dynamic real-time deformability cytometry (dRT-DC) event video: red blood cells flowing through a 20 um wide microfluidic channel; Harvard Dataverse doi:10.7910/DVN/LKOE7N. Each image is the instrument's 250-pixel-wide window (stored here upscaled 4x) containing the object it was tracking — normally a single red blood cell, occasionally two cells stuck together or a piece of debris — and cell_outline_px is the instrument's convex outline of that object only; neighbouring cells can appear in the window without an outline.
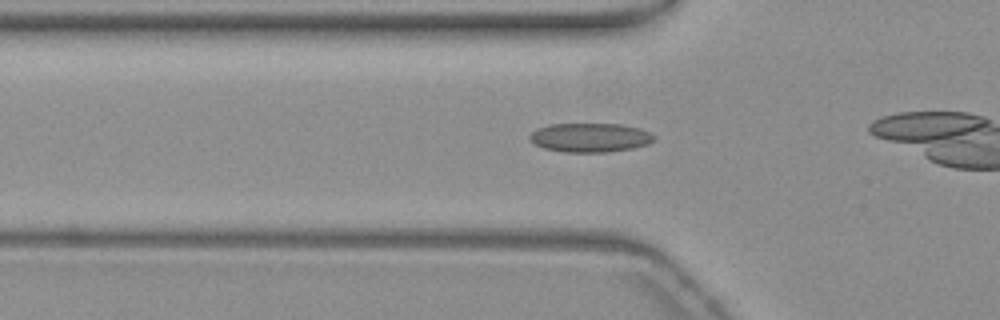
{"species": "common noctule bat (a hibernating species)", "species_latin": "Nyctalus noctula", "temperature_condition": "warm", "stored_images_in_passage": 15, "camera_frame_rate_fps": 3000, "um_per_image_px": 0.085, "animal": {"sex": "female", "body_mass_g": 19.3, "forearm_length_mm": 54.1}, "frame": {"image": 1, "passage_image": 9, "time_ms": 2.667, "image_size_px": [1000, 320], "cell_outline_px": [[656, 140], [648, 144], [632, 148], [608, 152], [564, 152], [544, 148], [528, 140], [528, 136], [536, 128], [548, 124], [620, 124], [640, 128], [656, 136]], "centroid_in_image_um": [50.15, 11.69], "position_along_channel_um": 75.7, "area_um2": 21.21}}
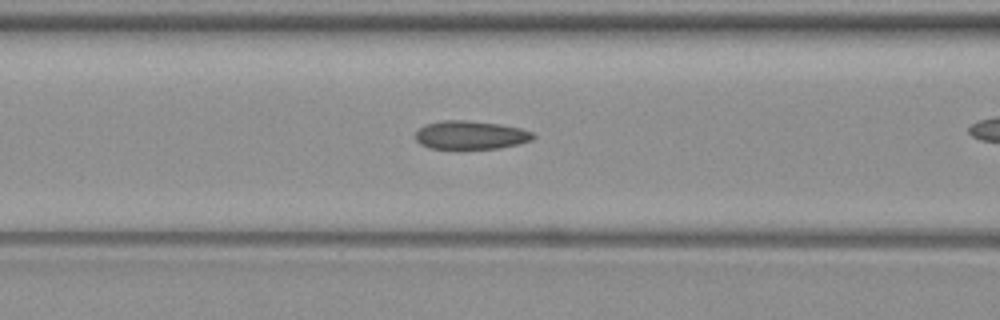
{"frame": {"image": 2, "passage_image": 13, "time_ms": 4.0, "image_size_px": [1000, 320], "cell_outline_px": [[536, 136], [532, 140], [500, 148], [460, 152], [452, 152], [428, 148], [420, 144], [416, 140], [416, 132], [424, 124], [444, 120], [464, 120], [500, 124], [520, 128], [532, 132]], "centroid_in_image_um": [39.95, 11.54], "position_along_channel_um": 126.7, "area_um2": 20.52}}